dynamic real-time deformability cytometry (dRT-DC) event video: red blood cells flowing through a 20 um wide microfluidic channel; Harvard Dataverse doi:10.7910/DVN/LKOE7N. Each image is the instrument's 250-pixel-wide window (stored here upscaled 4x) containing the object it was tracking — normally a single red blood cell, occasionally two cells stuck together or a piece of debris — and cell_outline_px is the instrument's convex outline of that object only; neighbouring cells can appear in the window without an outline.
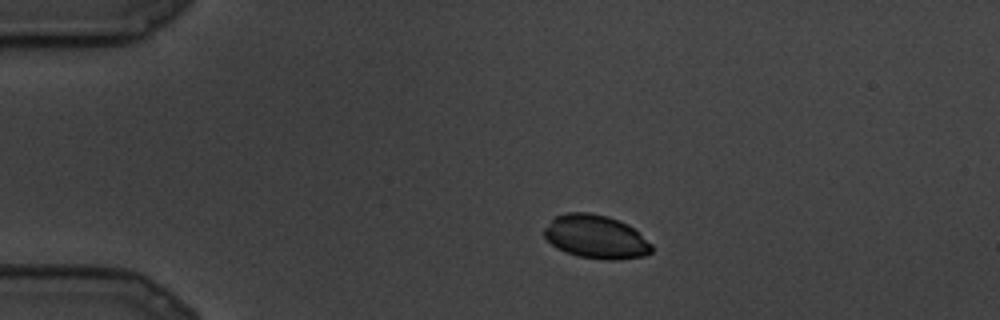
{"species": "common noctule bat (a hibernating species)", "species_latin": "Nyctalus noctula", "temperature_condition": "cold", "stored_images_in_passage": 23, "camera_frame_rate_fps": 3000, "um_per_image_px": 0.085, "animal": {"sex": "male", "body_mass_g": 19.5, "forearm_length_mm": 54.6}, "frame": {"image": 1, "passage_image": 3, "time_ms": 0.667, "image_size_px": [1000, 320], "cell_outline_px": [[652, 252], [644, 256], [620, 260], [604, 260], [576, 256], [556, 248], [544, 236], [544, 228], [556, 216], [568, 212], [588, 212], [608, 216], [628, 224], [652, 244]], "centroid_in_image_um": [50.66, 20.14], "position_along_channel_um": 34.3, "area_um2": 27.34}}
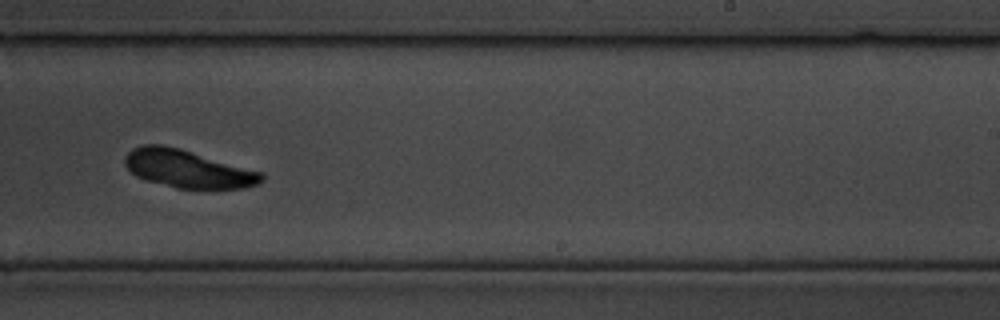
{"frame": {"image": 2, "passage_image": 14, "time_ms": 4.333, "image_size_px": [1000, 320], "cell_outline_px": [[264, 180], [260, 184], [248, 188], [176, 188], [148, 180], [136, 176], [124, 164], [124, 156], [132, 148], [140, 144], [160, 144], [180, 148], [264, 172]], "centroid_in_image_um": [15.99, 14.34], "position_along_channel_um": 273.0, "area_um2": 30.35}}
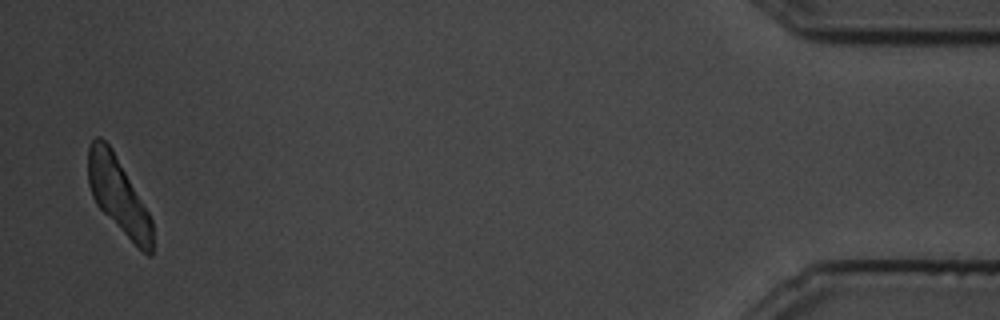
{"frame": {"image": 3, "passage_image": 23, "time_ms": 7.333, "image_size_px": [1000, 320], "cell_outline_px": [[152, 252], [148, 256], [96, 204], [92, 196], [88, 184], [88, 148], [92, 140], [96, 136], [100, 136], [112, 148], [148, 212], [152, 220]], "centroid_in_image_um": [10.03, 16.53], "position_along_channel_um": 425.2, "area_um2": 27.57}}